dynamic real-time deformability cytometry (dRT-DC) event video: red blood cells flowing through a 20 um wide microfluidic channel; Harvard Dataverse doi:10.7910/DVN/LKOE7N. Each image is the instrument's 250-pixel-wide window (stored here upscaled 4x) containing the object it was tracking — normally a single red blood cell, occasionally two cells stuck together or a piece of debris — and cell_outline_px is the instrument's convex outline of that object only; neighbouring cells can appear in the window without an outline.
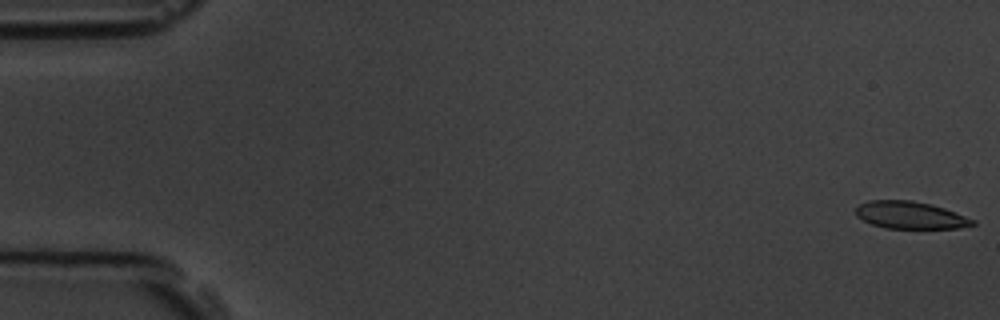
{"species": "common noctule bat (a hibernating species)", "species_latin": "Nyctalus noctula", "temperature_condition": "room temperature", "stored_images_in_passage": 6, "camera_frame_rate_fps": 3000, "um_per_image_px": 0.085, "animal": {"sex": "male", "body_mass_g": 19.5, "forearm_length_mm": 54.6}, "frame": {"image": 1, "passage_image": 1, "time_ms": 0.0, "image_size_px": [1000, 320], "cell_outline_px": [[976, 224], [960, 228], [884, 228], [872, 224], [856, 216], [856, 208], [860, 204], [868, 200], [912, 200], [932, 204], [956, 212], [976, 220]], "centroid_in_image_um": [77.4, 18.28], "position_along_channel_um": 7.6, "area_um2": 18.67}}
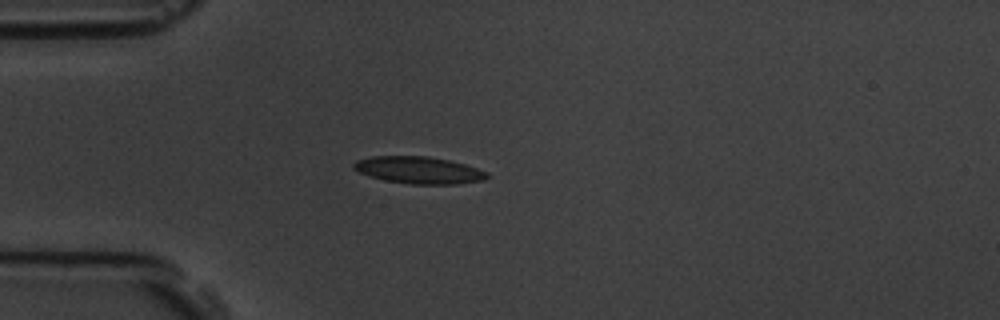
{"frame": {"image": 2, "passage_image": 4, "time_ms": 4.667, "image_size_px": [1000, 320], "cell_outline_px": [[488, 176], [484, 180], [456, 184], [408, 184], [384, 180], [368, 176], [352, 168], [352, 164], [356, 160], [372, 156], [428, 156], [448, 160], [464, 164], [488, 172]], "centroid_in_image_um": [35.56, 14.46], "position_along_channel_um": 49.4, "area_um2": 21.04}}
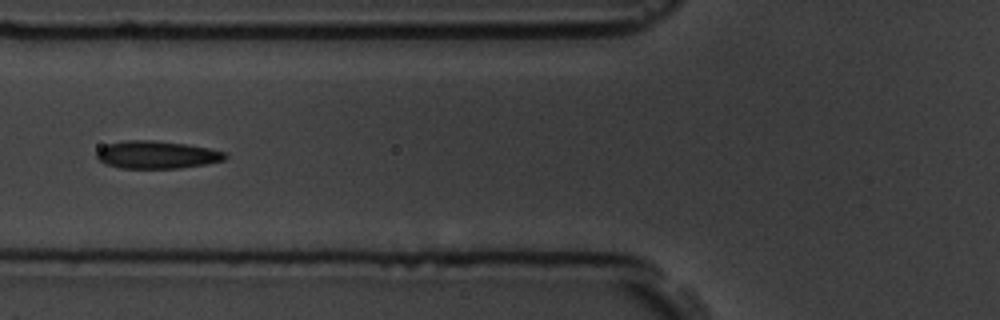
{"frame": {"image": 3, "passage_image": 6, "time_ms": 6.667, "image_size_px": [1000, 320], "cell_outline_px": [[228, 156], [224, 160], [204, 164], [180, 168], [120, 168], [104, 164], [96, 156], [96, 152], [100, 148], [108, 144], [124, 140], [152, 140], [188, 144], [208, 148], [224, 152]], "centroid_in_image_um": [13.3, 13.15], "position_along_channel_um": 112.5, "area_um2": 20.69}}